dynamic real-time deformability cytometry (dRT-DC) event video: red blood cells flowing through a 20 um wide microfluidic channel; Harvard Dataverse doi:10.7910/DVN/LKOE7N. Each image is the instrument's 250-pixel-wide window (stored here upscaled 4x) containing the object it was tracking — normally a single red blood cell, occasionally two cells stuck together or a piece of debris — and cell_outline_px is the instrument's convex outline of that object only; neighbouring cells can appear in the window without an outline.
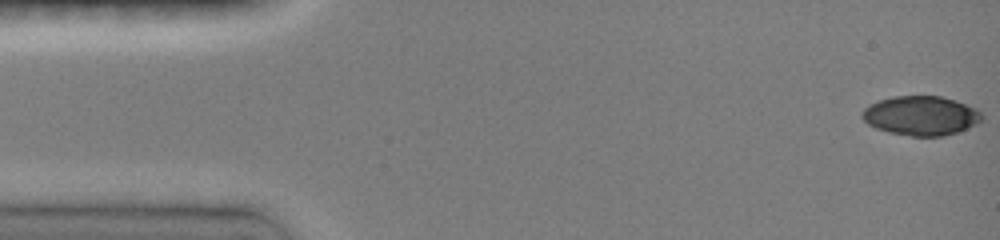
{"species": "common noctule bat (a hibernating species)", "species_latin": "Nyctalus noctula", "temperature_condition": "room temperature", "stored_images_in_passage": 46, "camera_frame_rate_fps": 3000, "um_per_image_px": 0.085, "animal": {"sex": "female", "body_mass_g": 19.0, "forearm_length_mm": 51.5}, "frame": {"image": 1, "passage_image": 1, "time_ms": 0.0, "image_size_px": [1000, 240], "cell_outline_px": [[984, 120], [976, 124], [956, 132], [940, 136], [912, 136], [888, 132], [876, 128], [868, 124], [860, 116], [860, 112], [868, 104], [892, 96], [940, 96], [956, 100], [976, 108], [984, 116]], "centroid_in_image_um": [78.26, 9.82], "position_along_channel_um": 6.7, "area_um2": 27.57}}
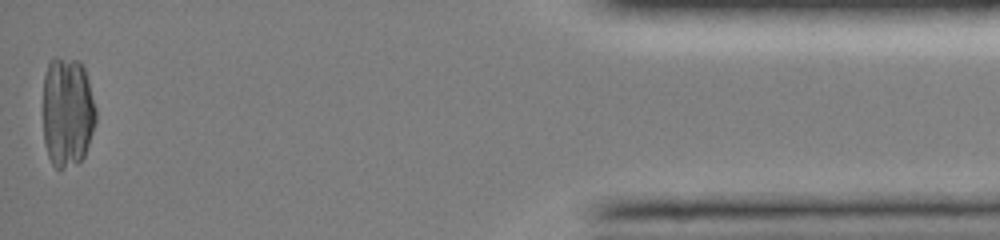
{"frame": {"image": 2, "passage_image": 46, "time_ms": 15.0, "image_size_px": [1000, 240], "cell_outline_px": [[96, 120], [84, 156], [76, 164], [64, 168], [56, 168], [52, 164], [48, 156], [44, 144], [44, 76], [48, 64], [52, 56], [56, 56], [80, 60], [84, 68], [88, 80], [96, 108]], "centroid_in_image_um": [5.72, 9.48], "position_along_channel_um": 429.5, "area_um2": 34.22}}